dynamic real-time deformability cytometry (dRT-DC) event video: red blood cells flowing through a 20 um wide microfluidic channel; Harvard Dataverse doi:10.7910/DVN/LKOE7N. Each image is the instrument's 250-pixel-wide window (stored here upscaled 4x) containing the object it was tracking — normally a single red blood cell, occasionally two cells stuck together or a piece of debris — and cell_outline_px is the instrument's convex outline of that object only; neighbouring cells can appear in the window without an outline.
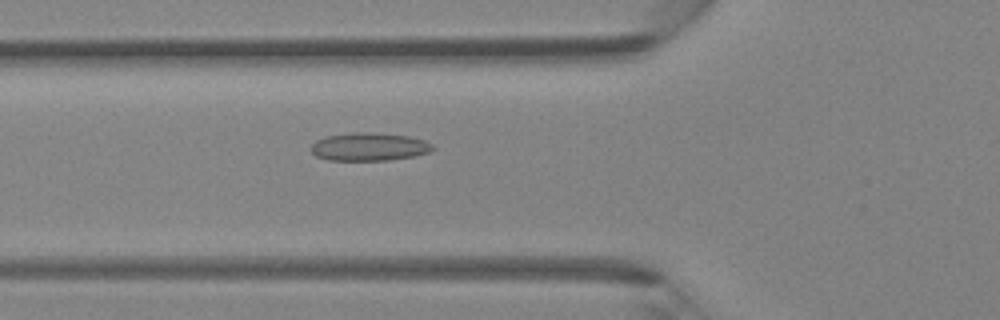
{"species": "Egyptian fruit bat (a non-hibernating species)", "species_latin": "Rousettus aegyptiacus", "temperature_condition": "room temperature", "stored_images_in_passage": 44, "camera_frame_rate_fps": 3000, "um_per_image_px": 0.085, "animal": {"sex": "female"}, "frame": {"image": 1, "passage_image": 15, "time_ms": 4.667, "image_size_px": [1000, 320], "cell_outline_px": [[436, 148], [428, 152], [412, 156], [388, 160], [328, 160], [316, 156], [308, 148], [316, 140], [328, 136], [352, 132], [372, 132], [408, 136], [424, 140], [432, 144]], "centroid_in_image_um": [31.35, 12.47], "position_along_channel_um": 94.5, "area_um2": 19.88}}
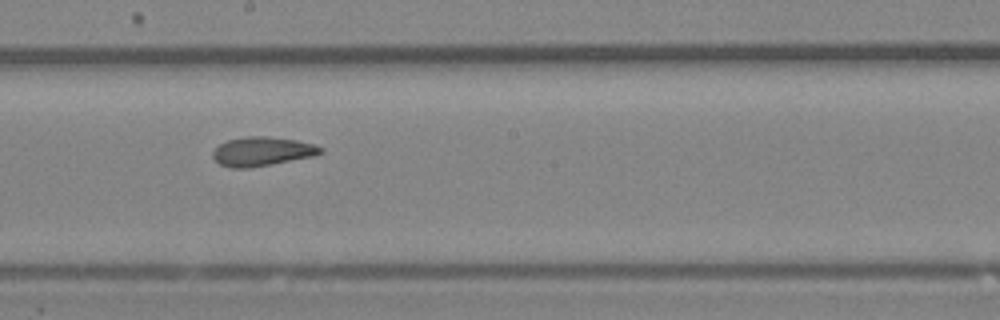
{"frame": {"image": 2, "passage_image": 24, "time_ms": 7.667, "image_size_px": [1000, 320], "cell_outline_px": [[324, 152], [312, 156], [272, 164], [248, 168], [232, 168], [220, 164], [212, 156], [212, 152], [220, 144], [228, 140], [248, 136], [268, 136], [296, 140], [316, 144], [324, 148]], "centroid_in_image_um": [22.31, 12.86], "position_along_channel_um": 225.9, "area_um2": 18.21}}
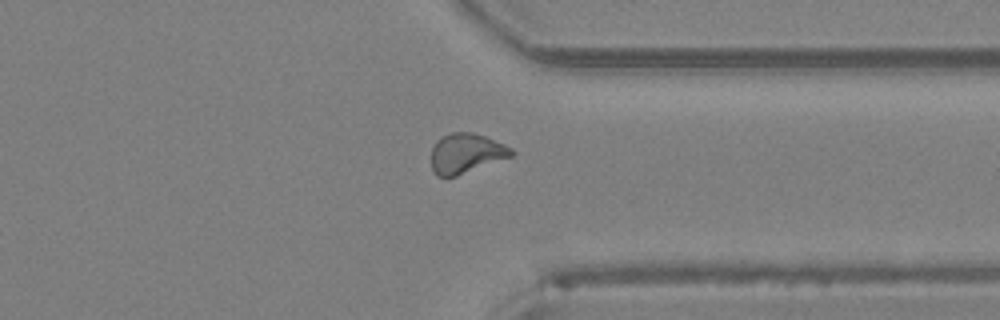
{"frame": {"image": 3, "passage_image": 34, "time_ms": 11.0, "image_size_px": [1000, 320], "cell_outline_px": [[516, 152], [512, 156], [456, 176], [436, 176], [432, 168], [432, 148], [436, 140], [440, 136], [452, 132], [472, 132], [484, 136], [504, 144], [512, 148]], "centroid_in_image_um": [39.61, 13.02], "position_along_channel_um": 371.8, "area_um2": 18.55}}